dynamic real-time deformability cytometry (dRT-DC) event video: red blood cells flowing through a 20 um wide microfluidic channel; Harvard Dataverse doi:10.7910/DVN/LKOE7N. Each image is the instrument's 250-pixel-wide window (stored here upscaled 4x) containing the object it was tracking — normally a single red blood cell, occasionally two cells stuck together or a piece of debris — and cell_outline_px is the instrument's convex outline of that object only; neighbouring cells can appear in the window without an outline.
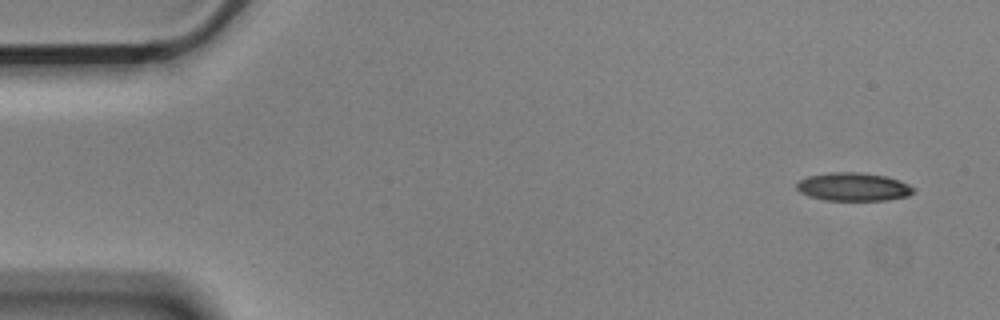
{"species": "Egyptian fruit bat (a non-hibernating species)", "species_latin": "Rousettus aegyptiacus", "temperature_condition": "cold", "stored_images_in_passage": 5, "camera_frame_rate_fps": 3000, "um_per_image_px": 0.085, "animal": {"sex": "male"}, "frame": {"image": 1, "passage_image": 1, "time_ms": 0.0, "image_size_px": [1000, 320], "cell_outline_px": [[916, 192], [908, 196], [888, 200], [824, 200], [808, 196], [800, 192], [796, 188], [796, 184], [800, 180], [808, 176], [832, 172], [860, 172], [884, 176], [900, 180], [916, 188]], "centroid_in_image_um": [72.56, 15.88], "position_along_channel_um": 12.4, "area_um2": 19.36}}
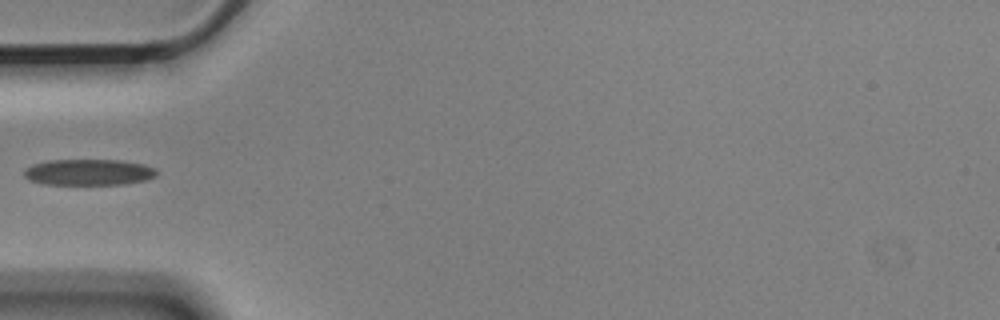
{"frame": {"image": 2, "passage_image": 4, "time_ms": 1.0, "image_size_px": [1000, 320], "cell_outline_px": [[156, 176], [144, 180], [124, 184], [44, 184], [28, 180], [24, 176], [24, 172], [32, 164], [52, 160], [120, 160], [144, 164], [156, 168]], "centroid_in_image_um": [7.55, 14.63], "position_along_channel_um": 77.5, "area_um2": 20.06}}
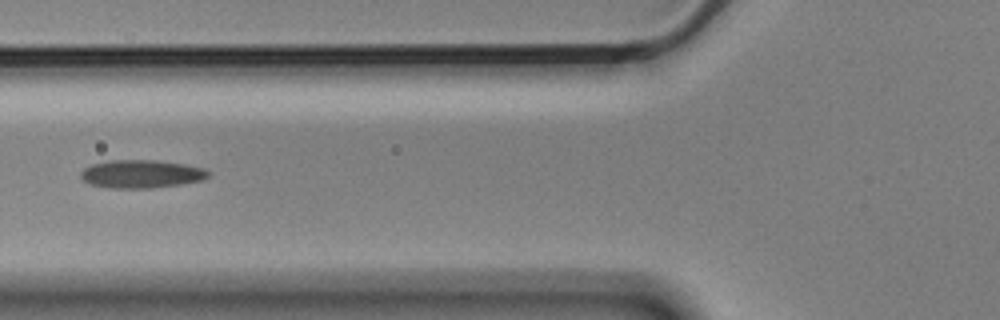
{"frame": {"image": 3, "passage_image": 5, "time_ms": 1.333, "image_size_px": [1000, 320], "cell_outline_px": [[212, 172], [204, 180], [180, 184], [148, 188], [108, 188], [88, 184], [80, 176], [80, 172], [84, 168], [92, 164], [108, 160], [156, 160], [184, 164], [204, 168]], "centroid_in_image_um": [12.01, 14.78], "position_along_channel_um": 113.8, "area_um2": 21.04}}